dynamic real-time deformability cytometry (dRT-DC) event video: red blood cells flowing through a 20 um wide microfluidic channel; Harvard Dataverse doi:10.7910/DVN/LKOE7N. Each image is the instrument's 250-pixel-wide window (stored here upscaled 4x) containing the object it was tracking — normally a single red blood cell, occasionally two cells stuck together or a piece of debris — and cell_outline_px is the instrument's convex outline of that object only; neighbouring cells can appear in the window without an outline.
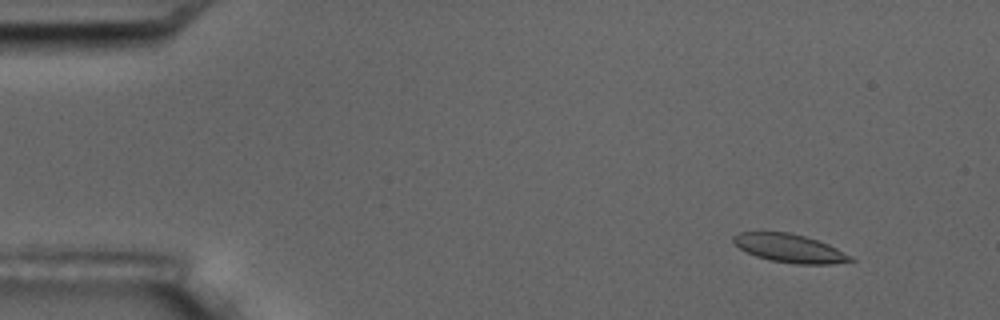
{"species": "common noctule bat (a hibernating species)", "species_latin": "Nyctalus noctula", "temperature_condition": "room temperature", "stored_images_in_passage": 5, "camera_frame_rate_fps": 3000, "um_per_image_px": 0.085, "animal": {"sex": "male", "body_mass_g": 17.5, "forearm_length_mm": 52.3}, "frame": {"image": 1, "passage_image": 2, "time_ms": 1.0, "image_size_px": [1000, 320], "cell_outline_px": [[856, 260], [832, 264], [796, 264], [768, 260], [756, 256], [740, 248], [732, 240], [732, 236], [740, 232], [788, 232], [804, 236], [828, 244], [852, 256]], "centroid_in_image_um": [67.12, 21.11], "position_along_channel_um": 17.9, "area_um2": 19.25}}
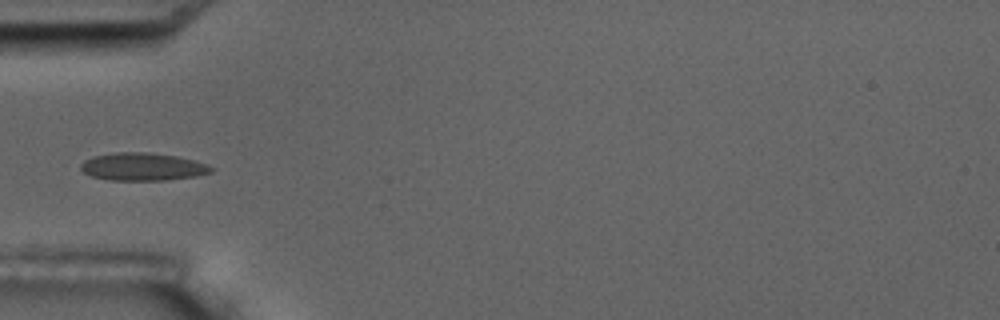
{"frame": {"image": 2, "passage_image": 5, "time_ms": 5.333, "image_size_px": [1000, 320], "cell_outline_px": [[212, 172], [196, 176], [164, 180], [108, 180], [92, 176], [84, 172], [80, 168], [80, 164], [84, 160], [92, 156], [116, 152], [144, 152], [176, 156], [192, 160], [204, 164], [212, 168]], "centroid_in_image_um": [12.06, 14.17], "position_along_channel_um": 72.9, "area_um2": 20.87}}